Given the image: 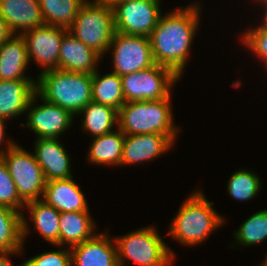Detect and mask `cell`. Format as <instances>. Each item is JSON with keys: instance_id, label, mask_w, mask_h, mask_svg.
Listing matches in <instances>:
<instances>
[{"instance_id": "cell-29", "label": "cell", "mask_w": 267, "mask_h": 266, "mask_svg": "<svg viewBox=\"0 0 267 266\" xmlns=\"http://www.w3.org/2000/svg\"><path fill=\"white\" fill-rule=\"evenodd\" d=\"M261 188L259 177L247 170H239L231 175L228 182L230 196L239 201L251 200Z\"/></svg>"}, {"instance_id": "cell-4", "label": "cell", "mask_w": 267, "mask_h": 266, "mask_svg": "<svg viewBox=\"0 0 267 266\" xmlns=\"http://www.w3.org/2000/svg\"><path fill=\"white\" fill-rule=\"evenodd\" d=\"M170 98L126 102L118 110V128L125 135H178L180 128L174 126Z\"/></svg>"}, {"instance_id": "cell-35", "label": "cell", "mask_w": 267, "mask_h": 266, "mask_svg": "<svg viewBox=\"0 0 267 266\" xmlns=\"http://www.w3.org/2000/svg\"><path fill=\"white\" fill-rule=\"evenodd\" d=\"M93 1L100 3V4H104L107 7L113 8L116 4H118L124 0H93Z\"/></svg>"}, {"instance_id": "cell-34", "label": "cell", "mask_w": 267, "mask_h": 266, "mask_svg": "<svg viewBox=\"0 0 267 266\" xmlns=\"http://www.w3.org/2000/svg\"><path fill=\"white\" fill-rule=\"evenodd\" d=\"M12 254L14 253L0 252V266H14L11 264V261L9 260V255H12ZM20 266H25V262Z\"/></svg>"}, {"instance_id": "cell-25", "label": "cell", "mask_w": 267, "mask_h": 266, "mask_svg": "<svg viewBox=\"0 0 267 266\" xmlns=\"http://www.w3.org/2000/svg\"><path fill=\"white\" fill-rule=\"evenodd\" d=\"M92 101L118 111L126 103L121 77L114 72L103 77H100L98 71L92 74Z\"/></svg>"}, {"instance_id": "cell-38", "label": "cell", "mask_w": 267, "mask_h": 266, "mask_svg": "<svg viewBox=\"0 0 267 266\" xmlns=\"http://www.w3.org/2000/svg\"><path fill=\"white\" fill-rule=\"evenodd\" d=\"M261 266H267V258L265 259V261L262 263Z\"/></svg>"}, {"instance_id": "cell-6", "label": "cell", "mask_w": 267, "mask_h": 266, "mask_svg": "<svg viewBox=\"0 0 267 266\" xmlns=\"http://www.w3.org/2000/svg\"><path fill=\"white\" fill-rule=\"evenodd\" d=\"M152 226L115 239L118 265L129 259L139 266H167L174 260L172 252Z\"/></svg>"}, {"instance_id": "cell-37", "label": "cell", "mask_w": 267, "mask_h": 266, "mask_svg": "<svg viewBox=\"0 0 267 266\" xmlns=\"http://www.w3.org/2000/svg\"><path fill=\"white\" fill-rule=\"evenodd\" d=\"M266 7H265V17H264V21L262 22L263 25L267 26V0L261 1Z\"/></svg>"}, {"instance_id": "cell-23", "label": "cell", "mask_w": 267, "mask_h": 266, "mask_svg": "<svg viewBox=\"0 0 267 266\" xmlns=\"http://www.w3.org/2000/svg\"><path fill=\"white\" fill-rule=\"evenodd\" d=\"M30 210L34 227L47 242L60 246V212L44 200H34L25 204Z\"/></svg>"}, {"instance_id": "cell-11", "label": "cell", "mask_w": 267, "mask_h": 266, "mask_svg": "<svg viewBox=\"0 0 267 266\" xmlns=\"http://www.w3.org/2000/svg\"><path fill=\"white\" fill-rule=\"evenodd\" d=\"M67 32L65 28L46 24L24 31L21 36L25 39L29 61L33 59L42 66V72L58 69L61 42Z\"/></svg>"}, {"instance_id": "cell-24", "label": "cell", "mask_w": 267, "mask_h": 266, "mask_svg": "<svg viewBox=\"0 0 267 266\" xmlns=\"http://www.w3.org/2000/svg\"><path fill=\"white\" fill-rule=\"evenodd\" d=\"M117 131L94 137L89 148L88 160L97 165H121L125 134Z\"/></svg>"}, {"instance_id": "cell-21", "label": "cell", "mask_w": 267, "mask_h": 266, "mask_svg": "<svg viewBox=\"0 0 267 266\" xmlns=\"http://www.w3.org/2000/svg\"><path fill=\"white\" fill-rule=\"evenodd\" d=\"M28 230L22 212L0 205V252H23V242Z\"/></svg>"}, {"instance_id": "cell-5", "label": "cell", "mask_w": 267, "mask_h": 266, "mask_svg": "<svg viewBox=\"0 0 267 266\" xmlns=\"http://www.w3.org/2000/svg\"><path fill=\"white\" fill-rule=\"evenodd\" d=\"M115 31L113 9L88 0L81 5L68 29L71 35L101 56L109 51Z\"/></svg>"}, {"instance_id": "cell-36", "label": "cell", "mask_w": 267, "mask_h": 266, "mask_svg": "<svg viewBox=\"0 0 267 266\" xmlns=\"http://www.w3.org/2000/svg\"><path fill=\"white\" fill-rule=\"evenodd\" d=\"M5 120L6 119L0 117V144H1L2 141L4 142Z\"/></svg>"}, {"instance_id": "cell-19", "label": "cell", "mask_w": 267, "mask_h": 266, "mask_svg": "<svg viewBox=\"0 0 267 266\" xmlns=\"http://www.w3.org/2000/svg\"><path fill=\"white\" fill-rule=\"evenodd\" d=\"M35 93L34 80H0V117L7 120L27 112Z\"/></svg>"}, {"instance_id": "cell-14", "label": "cell", "mask_w": 267, "mask_h": 266, "mask_svg": "<svg viewBox=\"0 0 267 266\" xmlns=\"http://www.w3.org/2000/svg\"><path fill=\"white\" fill-rule=\"evenodd\" d=\"M107 233L72 246L71 266H119L116 244Z\"/></svg>"}, {"instance_id": "cell-27", "label": "cell", "mask_w": 267, "mask_h": 266, "mask_svg": "<svg viewBox=\"0 0 267 266\" xmlns=\"http://www.w3.org/2000/svg\"><path fill=\"white\" fill-rule=\"evenodd\" d=\"M46 25L69 29L86 0H38Z\"/></svg>"}, {"instance_id": "cell-3", "label": "cell", "mask_w": 267, "mask_h": 266, "mask_svg": "<svg viewBox=\"0 0 267 266\" xmlns=\"http://www.w3.org/2000/svg\"><path fill=\"white\" fill-rule=\"evenodd\" d=\"M201 191H194L180 207L168 232L177 242L197 245L224 223V218L212 208Z\"/></svg>"}, {"instance_id": "cell-26", "label": "cell", "mask_w": 267, "mask_h": 266, "mask_svg": "<svg viewBox=\"0 0 267 266\" xmlns=\"http://www.w3.org/2000/svg\"><path fill=\"white\" fill-rule=\"evenodd\" d=\"M79 114L84 117L82 121L84 131L93 137L111 133L113 125H118V111L115 108L93 101L89 102Z\"/></svg>"}, {"instance_id": "cell-33", "label": "cell", "mask_w": 267, "mask_h": 266, "mask_svg": "<svg viewBox=\"0 0 267 266\" xmlns=\"http://www.w3.org/2000/svg\"><path fill=\"white\" fill-rule=\"evenodd\" d=\"M13 35L14 33L10 30L8 24L0 16V45Z\"/></svg>"}, {"instance_id": "cell-9", "label": "cell", "mask_w": 267, "mask_h": 266, "mask_svg": "<svg viewBox=\"0 0 267 266\" xmlns=\"http://www.w3.org/2000/svg\"><path fill=\"white\" fill-rule=\"evenodd\" d=\"M112 47V72L120 77L155 65L149 37L115 31L109 50Z\"/></svg>"}, {"instance_id": "cell-13", "label": "cell", "mask_w": 267, "mask_h": 266, "mask_svg": "<svg viewBox=\"0 0 267 266\" xmlns=\"http://www.w3.org/2000/svg\"><path fill=\"white\" fill-rule=\"evenodd\" d=\"M176 136L163 134L125 135L121 165L153 160L173 147Z\"/></svg>"}, {"instance_id": "cell-15", "label": "cell", "mask_w": 267, "mask_h": 266, "mask_svg": "<svg viewBox=\"0 0 267 266\" xmlns=\"http://www.w3.org/2000/svg\"><path fill=\"white\" fill-rule=\"evenodd\" d=\"M35 143L34 156L43 170L46 181L73 178L70 156L58 138H37Z\"/></svg>"}, {"instance_id": "cell-2", "label": "cell", "mask_w": 267, "mask_h": 266, "mask_svg": "<svg viewBox=\"0 0 267 266\" xmlns=\"http://www.w3.org/2000/svg\"><path fill=\"white\" fill-rule=\"evenodd\" d=\"M36 93L43 100L78 115L92 101V74L60 69L41 72Z\"/></svg>"}, {"instance_id": "cell-7", "label": "cell", "mask_w": 267, "mask_h": 266, "mask_svg": "<svg viewBox=\"0 0 267 266\" xmlns=\"http://www.w3.org/2000/svg\"><path fill=\"white\" fill-rule=\"evenodd\" d=\"M9 141L7 150H0V157L8 167L20 198L25 203L42 199L46 180L41 166L33 153Z\"/></svg>"}, {"instance_id": "cell-1", "label": "cell", "mask_w": 267, "mask_h": 266, "mask_svg": "<svg viewBox=\"0 0 267 266\" xmlns=\"http://www.w3.org/2000/svg\"><path fill=\"white\" fill-rule=\"evenodd\" d=\"M199 4L160 15L149 36L155 64L170 68L178 77L183 73L197 31Z\"/></svg>"}, {"instance_id": "cell-18", "label": "cell", "mask_w": 267, "mask_h": 266, "mask_svg": "<svg viewBox=\"0 0 267 266\" xmlns=\"http://www.w3.org/2000/svg\"><path fill=\"white\" fill-rule=\"evenodd\" d=\"M61 212H89L84 193L72 178L46 181L42 197Z\"/></svg>"}, {"instance_id": "cell-8", "label": "cell", "mask_w": 267, "mask_h": 266, "mask_svg": "<svg viewBox=\"0 0 267 266\" xmlns=\"http://www.w3.org/2000/svg\"><path fill=\"white\" fill-rule=\"evenodd\" d=\"M179 78L170 68L155 64L121 77L126 102L165 99Z\"/></svg>"}, {"instance_id": "cell-31", "label": "cell", "mask_w": 267, "mask_h": 266, "mask_svg": "<svg viewBox=\"0 0 267 266\" xmlns=\"http://www.w3.org/2000/svg\"><path fill=\"white\" fill-rule=\"evenodd\" d=\"M245 46L251 49L267 65V26L259 25L248 30L242 36Z\"/></svg>"}, {"instance_id": "cell-17", "label": "cell", "mask_w": 267, "mask_h": 266, "mask_svg": "<svg viewBox=\"0 0 267 266\" xmlns=\"http://www.w3.org/2000/svg\"><path fill=\"white\" fill-rule=\"evenodd\" d=\"M0 16L14 34L45 24L38 0H0Z\"/></svg>"}, {"instance_id": "cell-10", "label": "cell", "mask_w": 267, "mask_h": 266, "mask_svg": "<svg viewBox=\"0 0 267 266\" xmlns=\"http://www.w3.org/2000/svg\"><path fill=\"white\" fill-rule=\"evenodd\" d=\"M160 0H124L113 9L117 32L149 37L160 17Z\"/></svg>"}, {"instance_id": "cell-22", "label": "cell", "mask_w": 267, "mask_h": 266, "mask_svg": "<svg viewBox=\"0 0 267 266\" xmlns=\"http://www.w3.org/2000/svg\"><path fill=\"white\" fill-rule=\"evenodd\" d=\"M60 246L68 244L71 248L93 238L94 222L89 212L60 213Z\"/></svg>"}, {"instance_id": "cell-20", "label": "cell", "mask_w": 267, "mask_h": 266, "mask_svg": "<svg viewBox=\"0 0 267 266\" xmlns=\"http://www.w3.org/2000/svg\"><path fill=\"white\" fill-rule=\"evenodd\" d=\"M28 64L25 39L20 34L0 45V80H33L24 75Z\"/></svg>"}, {"instance_id": "cell-12", "label": "cell", "mask_w": 267, "mask_h": 266, "mask_svg": "<svg viewBox=\"0 0 267 266\" xmlns=\"http://www.w3.org/2000/svg\"><path fill=\"white\" fill-rule=\"evenodd\" d=\"M38 94L35 93L28 104L26 125L41 139H57L72 124L74 115L58 105L40 99L44 103L34 106ZM32 107V108H30Z\"/></svg>"}, {"instance_id": "cell-28", "label": "cell", "mask_w": 267, "mask_h": 266, "mask_svg": "<svg viewBox=\"0 0 267 266\" xmlns=\"http://www.w3.org/2000/svg\"><path fill=\"white\" fill-rule=\"evenodd\" d=\"M236 242L250 246L267 239V209L254 213L235 232Z\"/></svg>"}, {"instance_id": "cell-30", "label": "cell", "mask_w": 267, "mask_h": 266, "mask_svg": "<svg viewBox=\"0 0 267 266\" xmlns=\"http://www.w3.org/2000/svg\"><path fill=\"white\" fill-rule=\"evenodd\" d=\"M25 204L18 194L6 163L0 157V205L20 212Z\"/></svg>"}, {"instance_id": "cell-32", "label": "cell", "mask_w": 267, "mask_h": 266, "mask_svg": "<svg viewBox=\"0 0 267 266\" xmlns=\"http://www.w3.org/2000/svg\"><path fill=\"white\" fill-rule=\"evenodd\" d=\"M25 266H71V249L44 252L25 261Z\"/></svg>"}, {"instance_id": "cell-16", "label": "cell", "mask_w": 267, "mask_h": 266, "mask_svg": "<svg viewBox=\"0 0 267 266\" xmlns=\"http://www.w3.org/2000/svg\"><path fill=\"white\" fill-rule=\"evenodd\" d=\"M101 57L95 50L84 45L67 32L61 42L58 69L69 72L94 74L97 71L96 65L101 60Z\"/></svg>"}]
</instances>
